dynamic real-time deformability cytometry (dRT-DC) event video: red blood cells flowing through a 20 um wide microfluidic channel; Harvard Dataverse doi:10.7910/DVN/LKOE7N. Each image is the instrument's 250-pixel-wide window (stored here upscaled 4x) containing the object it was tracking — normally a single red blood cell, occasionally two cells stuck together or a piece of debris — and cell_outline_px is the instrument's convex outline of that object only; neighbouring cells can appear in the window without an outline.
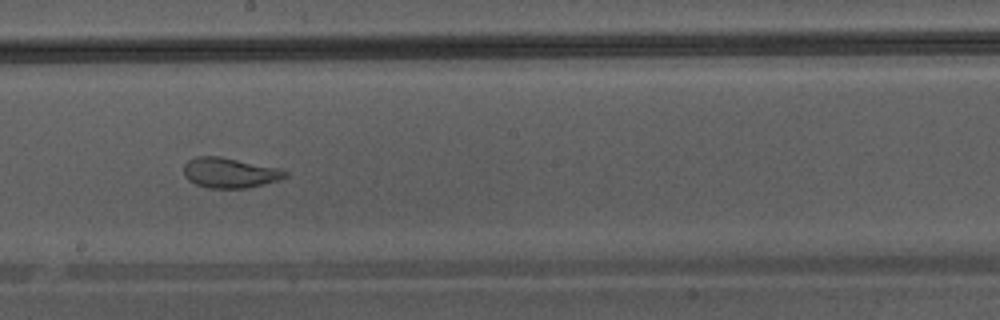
{"species": "Egyptian fruit bat (a non-hibernating species)", "species_latin": "Rousettus aegyptiacus", "temperature_condition": "warm", "stored_images_in_passage": 33, "camera_frame_rate_fps": 3000, "um_per_image_px": 0.085, "animal": {"sex": "male"}, "frame": {"image": 1, "passage_image": 28, "time_ms": 9.0, "image_size_px": [1000, 320], "cell_outline_px": [[288, 176], [280, 180], [248, 188], [208, 188], [196, 184], [188, 180], [184, 176], [184, 164], [188, 160], [196, 156], [220, 156], [276, 168], [288, 172]], "centroid_in_image_um": [19.5, 14.69], "position_along_channel_um": 228.7, "area_um2": 17.8}}